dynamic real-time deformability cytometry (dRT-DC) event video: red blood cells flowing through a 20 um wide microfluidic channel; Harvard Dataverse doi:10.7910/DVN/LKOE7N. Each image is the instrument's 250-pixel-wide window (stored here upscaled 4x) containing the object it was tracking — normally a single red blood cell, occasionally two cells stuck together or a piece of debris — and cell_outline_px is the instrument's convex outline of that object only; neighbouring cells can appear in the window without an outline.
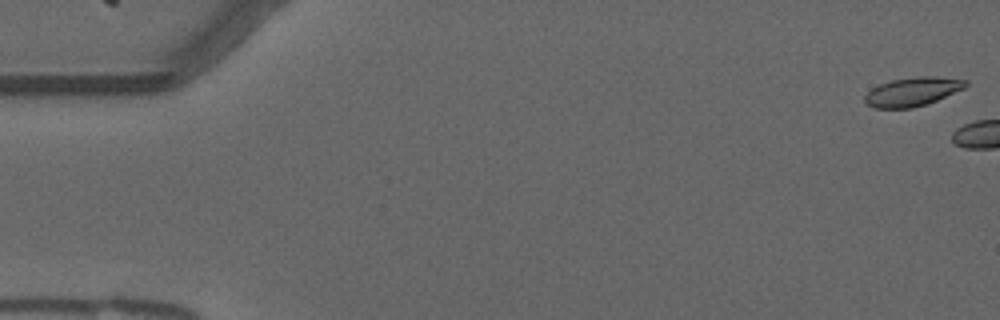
{"species": "common noctule bat (a hibernating species)", "species_latin": "Nyctalus noctula", "temperature_condition": "warm", "stored_images_in_passage": 5, "camera_frame_rate_fps": 3000, "um_per_image_px": 0.085, "animal": {"sex": "male", "forearm_length_mm": 52.5}, "frame": {"image": 1, "passage_image": 1, "time_ms": 0.0, "image_size_px": [1000, 320], "cell_outline_px": [[968, 84], [964, 88], [928, 104], [912, 108], [876, 108], [868, 104], [864, 100], [864, 96], [872, 88], [880, 84], [892, 80], [916, 76], [936, 76], [968, 80]], "centroid_in_image_um": [77.58, 7.79], "position_along_channel_um": 7.4, "area_um2": 16.94}}